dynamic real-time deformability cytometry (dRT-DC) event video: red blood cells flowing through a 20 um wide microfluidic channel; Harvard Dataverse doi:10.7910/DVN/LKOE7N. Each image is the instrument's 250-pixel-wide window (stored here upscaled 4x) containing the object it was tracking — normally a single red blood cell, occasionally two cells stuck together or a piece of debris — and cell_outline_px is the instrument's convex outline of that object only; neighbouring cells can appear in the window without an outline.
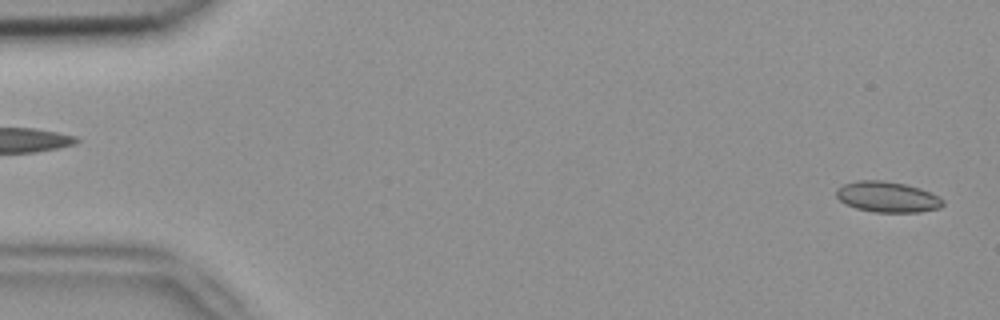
{"species": "common noctule bat (a hibernating species)", "species_latin": "Nyctalus noctula", "temperature_condition": "room temperature", "stored_images_in_passage": 6, "camera_frame_rate_fps": 3000, "um_per_image_px": 0.085, "animal": {"sex": "female", "body_mass_g": 18.4}, "frame": {"image": 1, "passage_image": 6, "time_ms": 1.667, "image_size_px": [1000, 320], "cell_outline_px": [[944, 204], [940, 208], [920, 212], [876, 212], [856, 208], [844, 204], [836, 196], [836, 188], [844, 184], [856, 180], [884, 180], [908, 184], [920, 188], [940, 196], [944, 200]], "centroid_in_image_um": [75.44, 16.73], "position_along_channel_um": 9.6, "area_um2": 19.36}}